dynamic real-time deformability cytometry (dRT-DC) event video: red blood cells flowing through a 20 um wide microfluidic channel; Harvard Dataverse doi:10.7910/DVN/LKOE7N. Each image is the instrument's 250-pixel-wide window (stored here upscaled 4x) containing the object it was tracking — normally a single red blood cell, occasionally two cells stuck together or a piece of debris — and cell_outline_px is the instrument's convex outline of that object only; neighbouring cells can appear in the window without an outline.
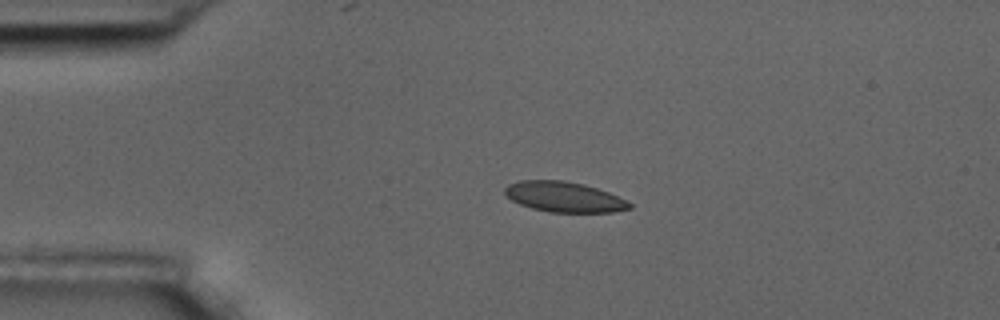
{"species": "common noctule bat (a hibernating species)", "species_latin": "Nyctalus noctula", "temperature_condition": "room temperature", "stored_images_in_passage": 45, "camera_frame_rate_fps": 3000, "um_per_image_px": 0.085, "animal": {"sex": "male", "body_mass_g": 17.5, "forearm_length_mm": 52.3}, "frame": {"image": 1, "passage_image": 1, "time_ms": 0.0, "image_size_px": [1000, 320], "cell_outline_px": [[632, 208], [612, 212], [548, 212], [532, 208], [520, 204], [512, 200], [504, 192], [504, 188], [508, 184], [520, 180], [564, 180], [584, 184], [608, 192], [632, 204]], "centroid_in_image_um": [47.92, 16.73], "position_along_channel_um": 37.1, "area_um2": 21.91}}
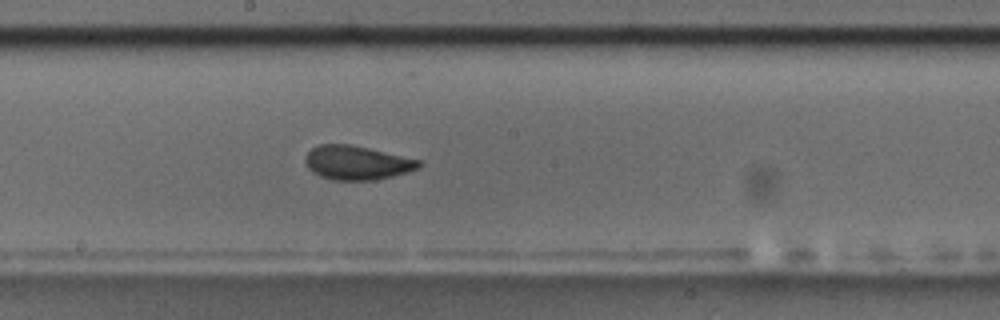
{"frame": {"image": 2, "passage_image": 19, "time_ms": 6.0, "image_size_px": [1000, 320], "cell_outline_px": [[424, 164], [420, 168], [392, 176], [376, 180], [332, 180], [320, 176], [312, 172], [308, 168], [304, 160], [304, 156], [312, 148], [320, 144], [348, 144], [368, 148], [420, 160]], "centroid_in_image_um": [30.32, 13.84], "position_along_channel_um": 217.9, "area_um2": 22.54}}
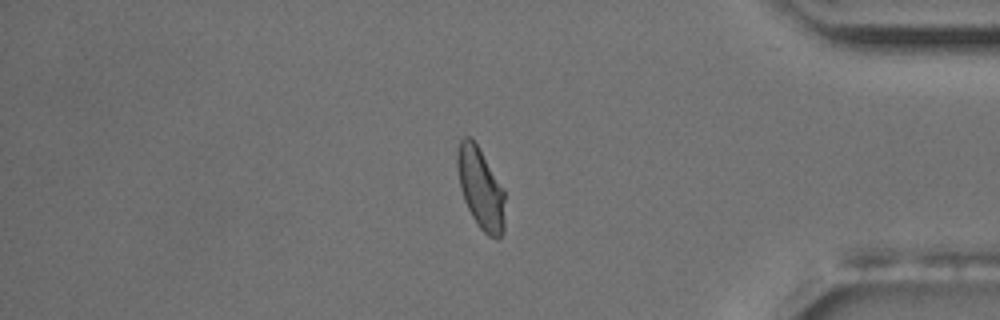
{"frame": {"image": 3, "passage_image": 36, "time_ms": 11.667, "image_size_px": [1000, 320], "cell_outline_px": [[504, 232], [496, 240], [488, 236], [480, 228], [472, 216], [464, 200], [460, 188], [456, 164], [456, 152], [460, 140], [464, 136], [472, 136], [504, 192]], "centroid_in_image_um": [40.82, 16.01], "position_along_channel_um": 394.4, "area_um2": 22.37}, "authors_computed_cell_mechanics": {"area_um2": 22.542, "velocity_mm_per_s": 3.5918, "shape_relaxation_time_tau1_ms": 5.8477, "shape_relaxation_time_tau2_ms": 1.188, "deformation_change_tau1": 0.1289, "deformation_change_tau2": 0.0481}}